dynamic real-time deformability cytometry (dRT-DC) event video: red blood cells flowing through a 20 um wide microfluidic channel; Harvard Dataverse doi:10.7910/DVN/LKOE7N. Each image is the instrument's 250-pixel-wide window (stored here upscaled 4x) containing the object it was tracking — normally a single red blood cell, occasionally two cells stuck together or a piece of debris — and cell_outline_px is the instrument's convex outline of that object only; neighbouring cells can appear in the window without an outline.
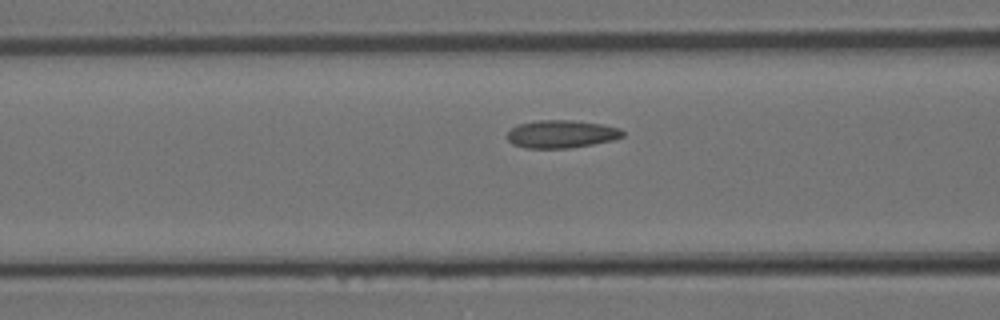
{"species": "Egyptian fruit bat (a non-hibernating species)", "species_latin": "Rousettus aegyptiacus", "temperature_condition": "room temperature", "stored_images_in_passage": 4, "camera_frame_rate_fps": 3000, "um_per_image_px": 0.085, "animal": {"sex": "female"}, "frame": {"image": 1, "passage_image": 4, "time_ms": 1.0, "image_size_px": [1000, 320], "cell_outline_px": [[624, 136], [612, 140], [592, 144], [568, 148], [524, 148], [512, 144], [508, 140], [508, 132], [512, 128], [520, 124], [536, 120], [572, 120], [604, 124], [620, 128], [624, 132]], "centroid_in_image_um": [47.73, 11.39], "position_along_channel_um": 118.9, "area_um2": 18.73}}